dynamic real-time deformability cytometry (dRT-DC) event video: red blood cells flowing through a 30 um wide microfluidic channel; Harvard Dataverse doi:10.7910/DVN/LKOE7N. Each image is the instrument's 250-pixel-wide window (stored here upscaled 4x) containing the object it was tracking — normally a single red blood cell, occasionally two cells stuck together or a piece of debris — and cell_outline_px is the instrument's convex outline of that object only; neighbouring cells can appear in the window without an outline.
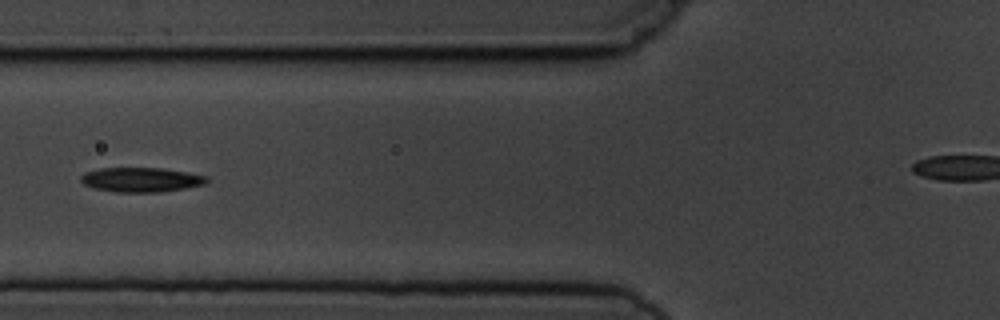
{"species": "common noctule bat (a hibernating species)", "species_latin": "Nyctalus noctula", "temperature_condition": "cold", "stored_images_in_passage": 7, "camera_frame_rate_fps": 3000, "um_per_image_px": 0.085, "animal": {"sex": "male", "body_mass_g": 19.5, "forearm_length_mm": 54.6}, "frame": {"image": 1, "passage_image": 4, "time_ms": 3.667, "image_size_px": [1000, 320], "cell_outline_px": [[208, 180], [204, 184], [184, 188], [160, 192], [116, 192], [92, 188], [84, 184], [80, 180], [80, 176], [84, 172], [100, 168], [160, 168], [188, 172], [208, 176]], "centroid_in_image_um": [11.96, 15.27], "position_along_channel_um": 113.8, "area_um2": 18.03}}
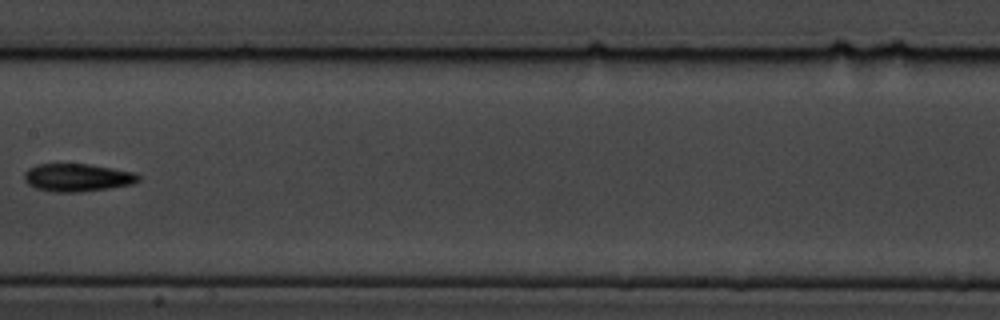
{"frame": {"image": 2, "passage_image": 6, "time_ms": 6.0, "image_size_px": [1000, 320], "cell_outline_px": [[140, 180], [132, 184], [108, 188], [80, 192], [56, 192], [36, 188], [28, 184], [24, 180], [24, 172], [28, 168], [36, 164], [88, 164], [136, 172], [140, 176]], "centroid_in_image_um": [6.57, 15.08], "position_along_channel_um": 200.8, "area_um2": 18.55}}
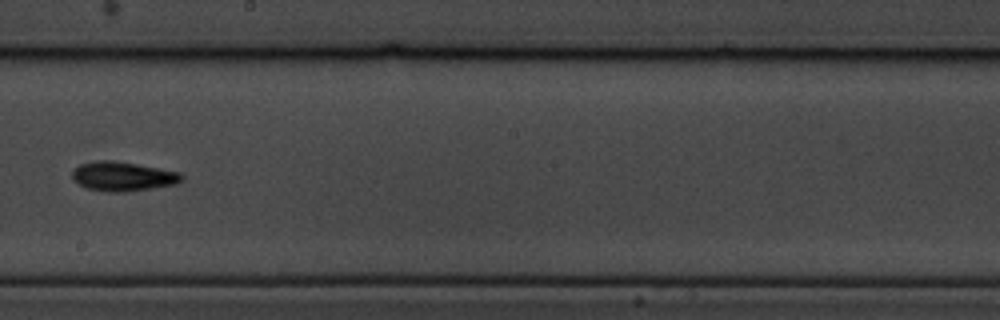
{"frame": {"image": 3, "passage_image": 7, "time_ms": 7.0, "image_size_px": [1000, 320], "cell_outline_px": [[184, 180], [180, 184], [124, 192], [108, 192], [84, 188], [72, 180], [72, 168], [80, 164], [100, 160], [108, 160], [136, 164], [160, 168], [180, 172], [184, 176]], "centroid_in_image_um": [10.45, 15.0], "position_along_channel_um": 237.8, "area_um2": 19.02}}